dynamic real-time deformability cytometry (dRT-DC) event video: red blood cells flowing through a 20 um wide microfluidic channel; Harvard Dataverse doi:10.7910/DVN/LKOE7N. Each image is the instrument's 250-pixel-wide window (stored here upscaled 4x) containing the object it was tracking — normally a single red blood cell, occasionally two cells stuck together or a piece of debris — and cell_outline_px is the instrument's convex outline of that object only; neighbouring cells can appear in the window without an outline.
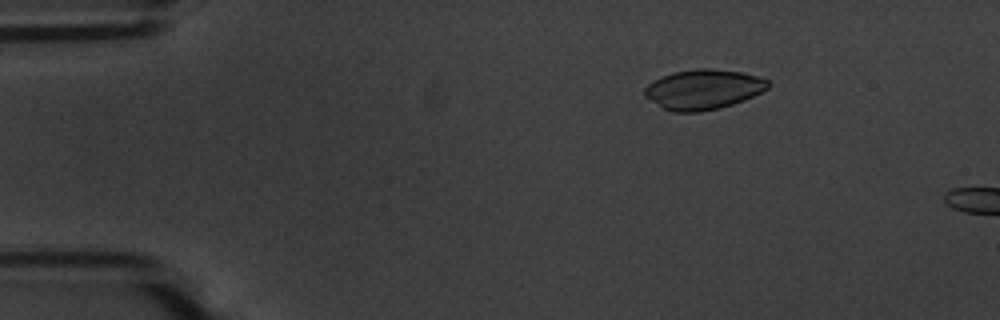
{"species": "common noctule bat (a hibernating species)", "species_latin": "Nyctalus noctula", "temperature_condition": "warm", "stored_images_in_passage": 7, "camera_frame_rate_fps": 3000, "um_per_image_px": 0.085, "animal": {"sex": "male", "body_mass_g": 20.1, "forearm_length_mm": 53.5}, "frame": {"image": 1, "passage_image": 3, "time_ms": 0.667, "image_size_px": [1000, 320], "cell_outline_px": [[772, 84], [768, 88], [744, 100], [720, 108], [696, 112], [672, 112], [664, 108], [644, 96], [644, 88], [648, 84], [672, 72], [696, 68], [712, 68], [744, 72], [768, 80]], "centroid_in_image_um": [59.8, 7.59], "position_along_channel_um": 25.2, "area_um2": 28.67}}